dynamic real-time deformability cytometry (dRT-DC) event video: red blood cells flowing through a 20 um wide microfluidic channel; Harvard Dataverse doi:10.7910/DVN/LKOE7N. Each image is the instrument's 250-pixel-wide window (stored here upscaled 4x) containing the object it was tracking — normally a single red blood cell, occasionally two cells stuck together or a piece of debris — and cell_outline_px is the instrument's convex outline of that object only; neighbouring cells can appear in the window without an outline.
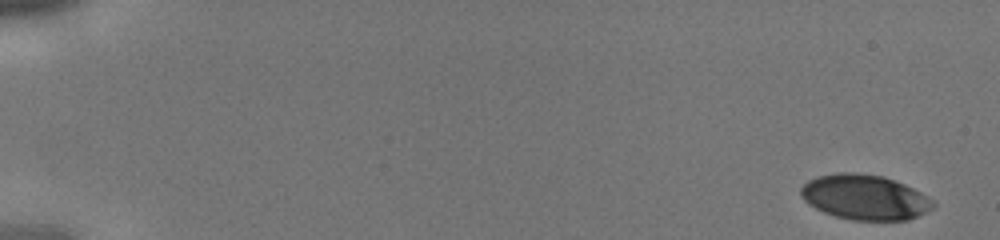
{"species": "human", "species_latin": "Homo sapiens", "temperature_condition": "cold", "stored_images_in_passage": 7, "camera_frame_rate_fps": 3000, "um_per_image_px": 0.085, "donor": {"sex": "male"}, "frame": {"image": 1, "passage_image": 1, "time_ms": 0.0, "image_size_px": [1000, 240], "cell_outline_px": [[936, 204], [932, 208], [908, 220], [852, 220], [836, 216], [824, 212], [808, 204], [800, 196], [800, 188], [808, 180], [816, 176], [836, 172], [856, 172], [884, 176], [904, 184], [920, 192], [932, 200]], "centroid_in_image_um": [73.46, 16.75], "position_along_channel_um": 11.5, "area_um2": 34.74}}
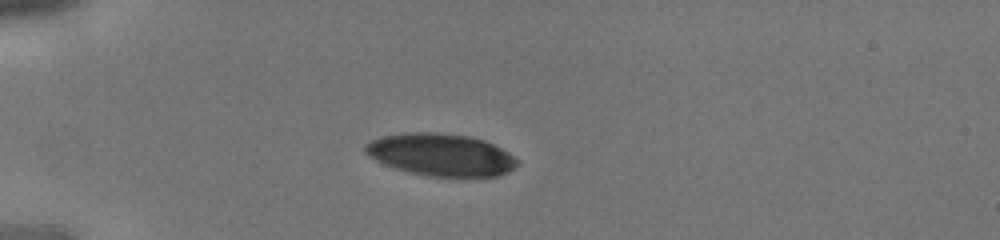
{"frame": {"image": 2, "passage_image": 5, "time_ms": 1.333, "image_size_px": [1000, 240], "cell_outline_px": [[520, 164], [508, 172], [500, 176], [428, 176], [408, 172], [384, 164], [368, 156], [364, 152], [364, 144], [380, 136], [404, 132], [432, 132], [468, 136], [484, 140], [508, 152], [520, 160]], "centroid_in_image_um": [37.47, 13.15], "position_along_channel_um": 47.5, "area_um2": 37.63}}
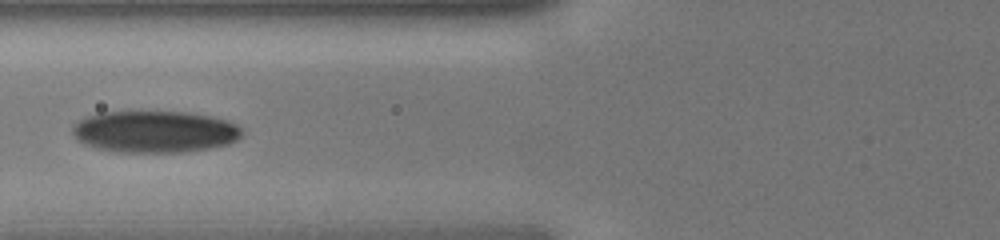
{"frame": {"image": 3, "passage_image": 7, "time_ms": 2.0, "image_size_px": [1000, 240], "cell_outline_px": [[244, 132], [236, 140], [228, 144], [212, 148], [188, 152], [112, 152], [96, 148], [84, 144], [76, 140], [72, 132], [72, 128], [76, 120], [84, 116], [100, 112], [188, 112], [212, 116], [228, 120], [244, 128]], "centroid_in_image_um": [13.14, 11.19], "position_along_channel_um": 112.7, "area_um2": 42.02}}